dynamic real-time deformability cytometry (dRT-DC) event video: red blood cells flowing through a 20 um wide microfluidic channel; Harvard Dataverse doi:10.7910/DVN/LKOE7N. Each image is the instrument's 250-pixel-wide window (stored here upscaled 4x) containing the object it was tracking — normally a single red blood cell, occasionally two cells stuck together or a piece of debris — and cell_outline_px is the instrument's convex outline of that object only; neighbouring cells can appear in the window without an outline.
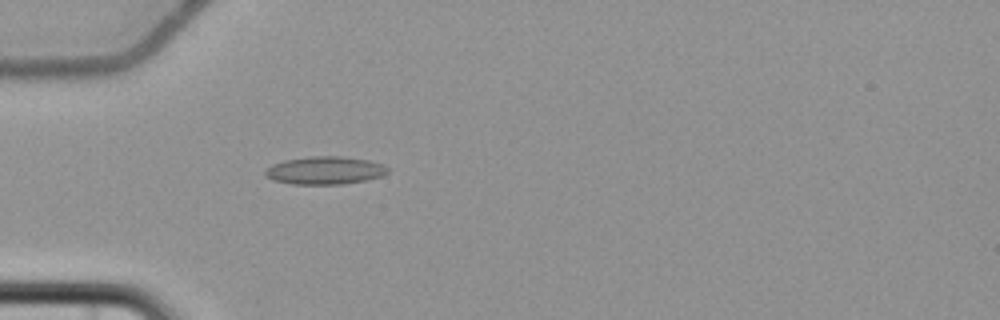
{"species": "common noctule bat (a hibernating species)", "species_latin": "Nyctalus noctula", "temperature_condition": "cold", "stored_images_in_passage": 5, "camera_frame_rate_fps": 3000, "um_per_image_px": 0.085, "animal": {"sex": "female", "body_mass_g": 22.7, "forearm_length_mm": 54.2}, "frame": {"image": 1, "passage_image": 5, "time_ms": 5.0, "image_size_px": [1000, 320], "cell_outline_px": [[388, 172], [380, 176], [368, 180], [344, 184], [292, 184], [272, 180], [264, 176], [264, 172], [272, 164], [284, 160], [312, 156], [340, 156], [368, 160], [380, 164], [388, 168]], "centroid_in_image_um": [27.58, 14.49], "position_along_channel_um": 57.4, "area_um2": 19.88}}